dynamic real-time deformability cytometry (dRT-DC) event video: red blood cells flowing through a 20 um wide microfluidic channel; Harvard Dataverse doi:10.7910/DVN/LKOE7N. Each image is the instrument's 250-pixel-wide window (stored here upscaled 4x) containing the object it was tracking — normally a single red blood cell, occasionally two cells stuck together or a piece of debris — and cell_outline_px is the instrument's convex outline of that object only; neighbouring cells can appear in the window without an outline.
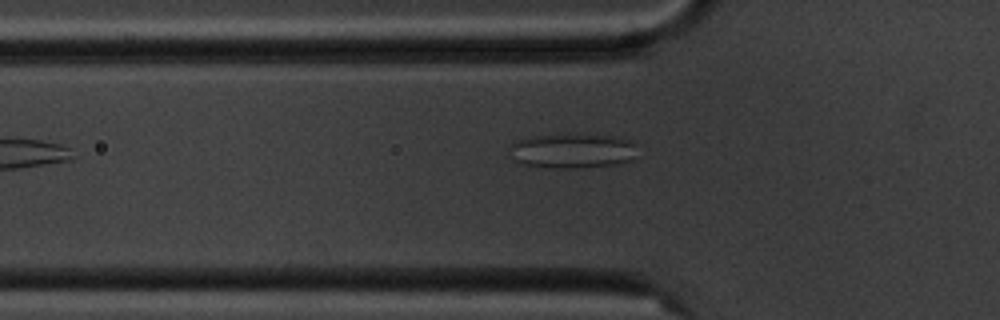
{"species": "common noctule bat (a hibernating species)", "species_latin": "Nyctalus noctula", "temperature_condition": "cold", "stored_images_in_passage": 10, "camera_frame_rate_fps": 3000, "um_per_image_px": 0.085, "animal": {"sex": "male", "body_mass_g": 20.1, "forearm_length_mm": 53.5}, "frame": {"image": 1, "passage_image": 5, "time_ms": 4.667, "image_size_px": [1000, 320], "cell_outline_px": [[632, 160], [616, 164], [584, 168], [548, 168], [524, 164], [516, 160], [512, 144], [516, 140], [556, 132], [616, 136], [632, 140]], "centroid_in_image_um": [48.67, 12.79], "position_along_channel_um": 77.1, "area_um2": 25.89}}
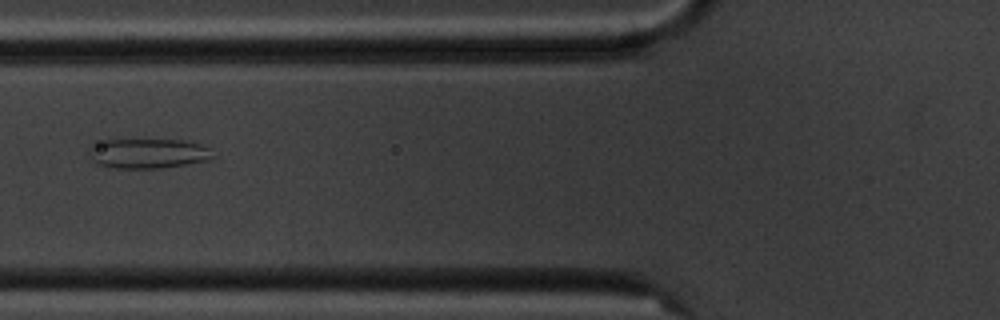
{"frame": {"image": 2, "passage_image": 6, "time_ms": 5.667, "image_size_px": [1000, 320], "cell_outline_px": [[212, 160], [160, 168], [108, 168], [96, 164], [88, 156], [88, 148], [108, 140], [180, 140], [204, 144], [208, 148], [212, 156]], "centroid_in_image_um": [12.57, 13.06], "position_along_channel_um": 113.2, "area_um2": 21.5}}